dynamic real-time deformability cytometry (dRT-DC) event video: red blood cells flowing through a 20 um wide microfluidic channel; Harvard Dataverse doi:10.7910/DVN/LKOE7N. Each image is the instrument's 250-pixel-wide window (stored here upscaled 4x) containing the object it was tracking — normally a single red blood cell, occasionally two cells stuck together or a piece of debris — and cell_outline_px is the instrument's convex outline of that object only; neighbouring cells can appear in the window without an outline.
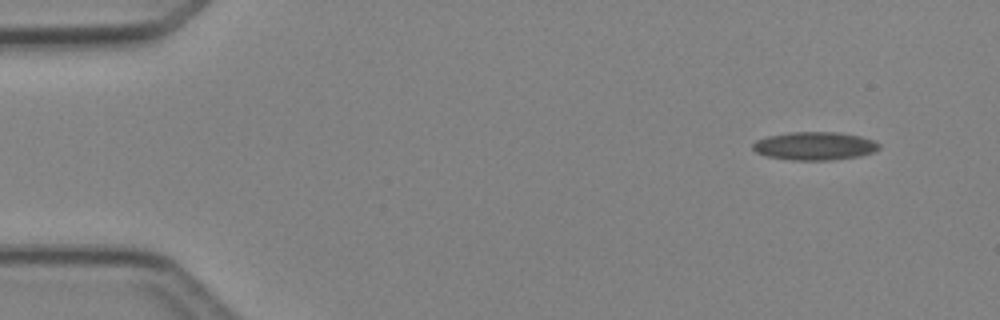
{"species": "Egyptian fruit bat (a non-hibernating species)", "species_latin": "Rousettus aegyptiacus", "temperature_condition": "cold", "stored_images_in_passage": 4, "camera_frame_rate_fps": 3000, "um_per_image_px": 0.085, "animal": {"sex": "female"}, "frame": {"image": 1, "passage_image": 1, "time_ms": 0.0, "image_size_px": [1000, 320], "cell_outline_px": [[880, 148], [876, 152], [860, 156], [832, 160], [792, 160], [764, 156], [756, 152], [752, 148], [752, 144], [756, 140], [768, 136], [788, 132], [840, 132], [860, 136], [876, 140], [880, 144]], "centroid_in_image_um": [69.28, 12.41], "position_along_channel_um": 15.7, "area_um2": 21.1}}